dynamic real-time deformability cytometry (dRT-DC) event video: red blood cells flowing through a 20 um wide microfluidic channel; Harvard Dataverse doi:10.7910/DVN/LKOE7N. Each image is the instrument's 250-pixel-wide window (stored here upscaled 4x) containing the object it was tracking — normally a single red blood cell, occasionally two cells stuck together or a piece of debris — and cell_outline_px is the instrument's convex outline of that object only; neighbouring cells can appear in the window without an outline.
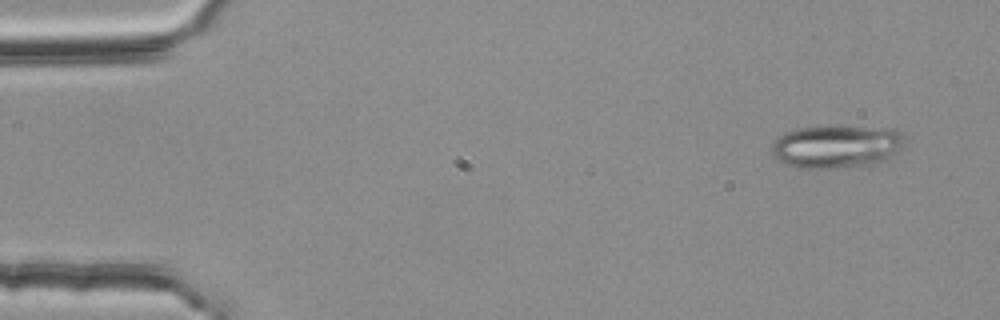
{"species": "common noctule bat (a hibernating species)", "species_latin": "Nyctalus noctula", "temperature_condition": "room temperature", "stored_images_in_passage": 51, "camera_frame_rate_fps": 3000, "um_per_image_px": 0.085, "animal": {"sex": "female", "body_mass_g": 25.1}, "frame": {"image": 1, "passage_image": 1, "time_ms": 0.0, "image_size_px": [1000, 320], "cell_outline_px": [[908, 140], [900, 152], [888, 160], [872, 164], [828, 168], [796, 168], [780, 160], [772, 152], [772, 144], [784, 132], [796, 128], [892, 128], [904, 136]], "centroid_in_image_um": [71.18, 12.48], "position_along_channel_um": 13.8, "area_um2": 32.83}}
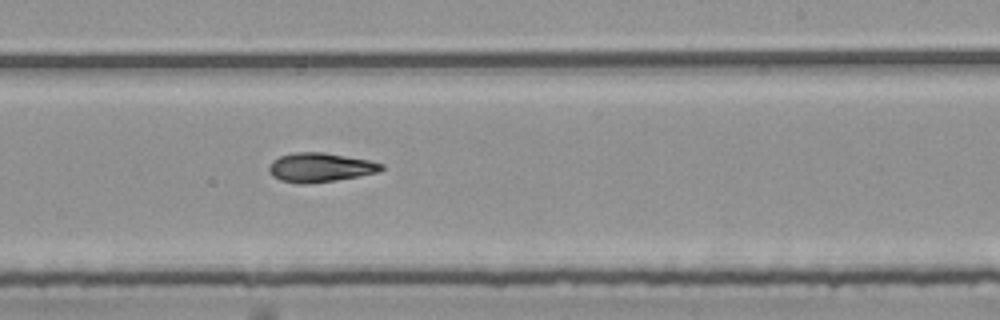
{"frame": {"image": 2, "passage_image": 30, "time_ms": 9.667, "image_size_px": [1000, 320], "cell_outline_px": [[384, 168], [376, 172], [336, 180], [300, 184], [280, 180], [272, 176], [268, 168], [272, 160], [280, 156], [292, 152], [324, 152], [368, 160], [384, 164]], "centroid_in_image_um": [27.17, 14.22], "position_along_channel_um": 261.8, "area_um2": 18.9}}
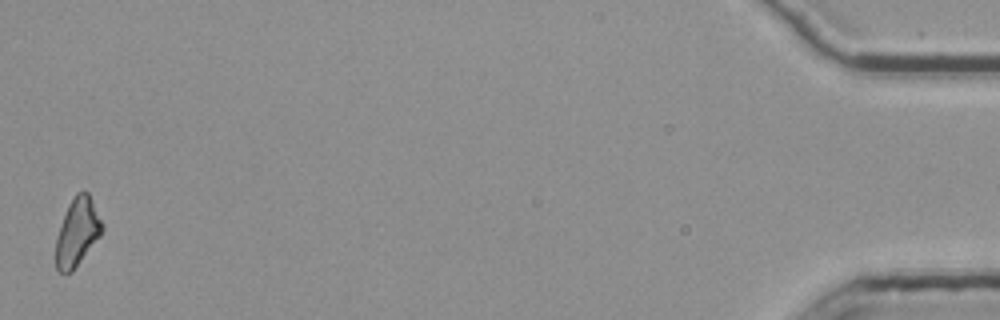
{"frame": {"image": 3, "passage_image": 51, "time_ms": 16.667, "image_size_px": [1000, 320], "cell_outline_px": [[104, 228], [100, 236], [72, 272], [60, 272], [56, 268], [56, 236], [68, 204], [76, 192], [84, 188], [88, 192], [104, 224]], "centroid_in_image_um": [6.58, 19.68], "position_along_channel_um": 428.6, "area_um2": 18.44}}